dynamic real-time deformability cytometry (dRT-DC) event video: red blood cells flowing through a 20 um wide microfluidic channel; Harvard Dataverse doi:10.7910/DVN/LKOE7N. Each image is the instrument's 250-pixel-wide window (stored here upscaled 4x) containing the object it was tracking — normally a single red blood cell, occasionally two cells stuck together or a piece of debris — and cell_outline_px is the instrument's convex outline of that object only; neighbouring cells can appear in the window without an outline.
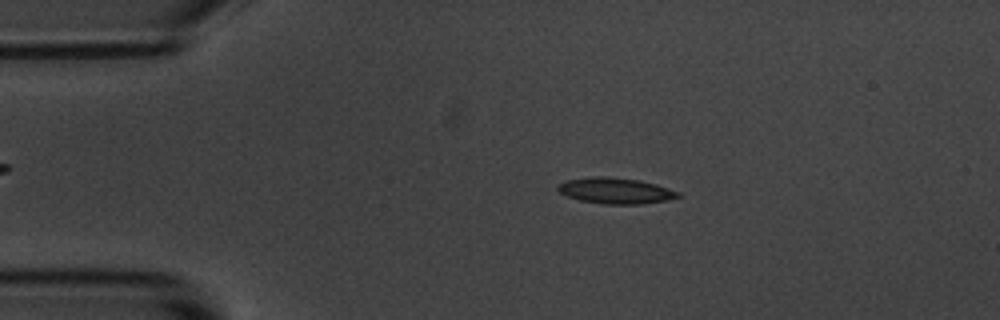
{"species": "common noctule bat (a hibernating species)", "species_latin": "Nyctalus noctula", "temperature_condition": "room temperature", "stored_images_in_passage": 54, "camera_frame_rate_fps": 3000, "um_per_image_px": 0.085, "animal": {"sex": "male", "body_mass_g": 20.1, "forearm_length_mm": 53.5}, "frame": {"image": 1, "passage_image": 10, "time_ms": 3.0, "image_size_px": [1000, 320], "cell_outline_px": [[680, 196], [668, 200], [640, 204], [604, 204], [580, 200], [568, 196], [560, 192], [556, 188], [560, 184], [568, 180], [592, 176], [604, 176], [640, 180], [656, 184], [680, 192]], "centroid_in_image_um": [52.35, 16.21], "position_along_channel_um": 32.7, "area_um2": 18.03}}
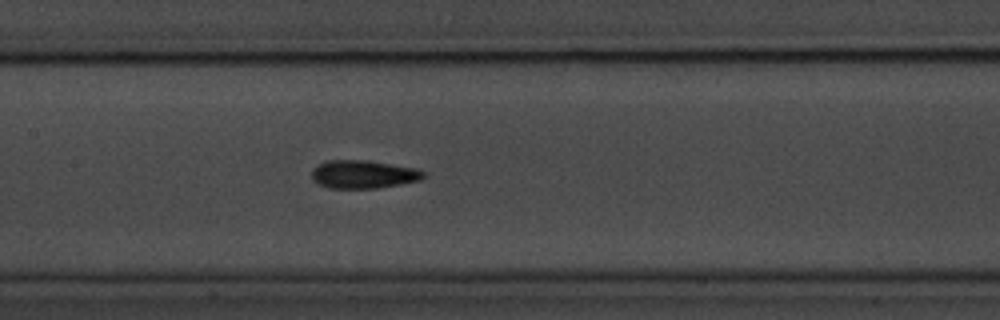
{"frame": {"image": 2, "passage_image": 25, "time_ms": 8.0, "image_size_px": [1000, 320], "cell_outline_px": [[428, 176], [420, 180], [400, 184], [376, 188], [328, 188], [312, 180], [312, 168], [316, 164], [328, 160], [368, 160], [420, 168]], "centroid_in_image_um": [30.91, 14.8], "position_along_channel_um": 176.5, "area_um2": 18.67}}
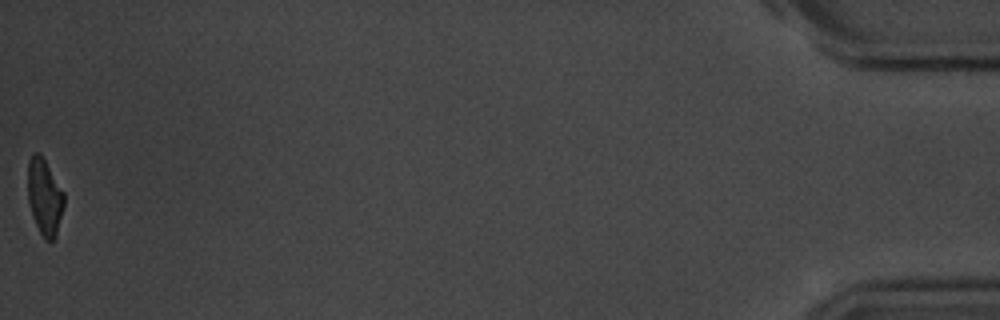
{"frame": {"image": 3, "passage_image": 54, "time_ms": 17.667, "image_size_px": [1000, 320], "cell_outline_px": [[64, 204], [56, 236], [52, 240], [44, 240], [32, 216], [28, 204], [28, 160], [32, 152], [40, 152], [64, 192]], "centroid_in_image_um": [3.77, 16.71], "position_along_channel_um": 431.4, "area_um2": 16.18}, "authors_computed_cell_mechanics": {"area_um2": 17.4845, "velocity_mm_per_s": 3.6673, "shape_relaxation_time_tau1_ms": 3.4579, "shape_relaxation_time_tau2_ms": 3.0914, "deformation_change_tau1": 0.1298, "deformation_change_tau2": 0.1001}}